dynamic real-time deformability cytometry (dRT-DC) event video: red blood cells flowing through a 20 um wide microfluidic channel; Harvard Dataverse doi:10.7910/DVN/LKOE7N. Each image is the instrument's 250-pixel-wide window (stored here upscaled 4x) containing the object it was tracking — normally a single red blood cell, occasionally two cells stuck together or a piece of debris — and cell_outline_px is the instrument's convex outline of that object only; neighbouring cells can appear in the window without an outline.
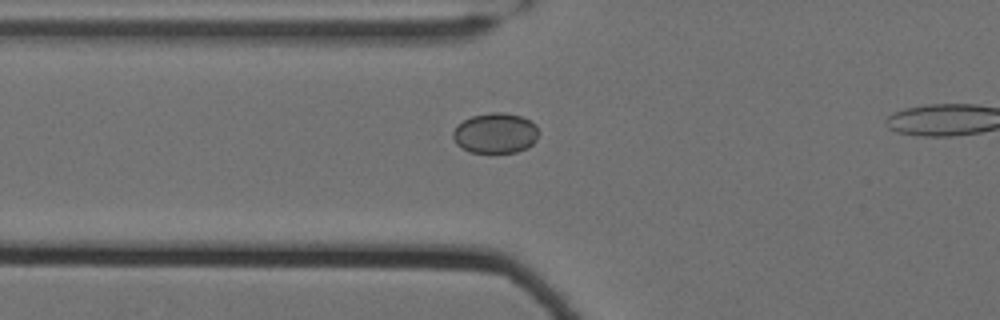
{"species": "Egyptian fruit bat (a non-hibernating species)", "species_latin": "Rousettus aegyptiacus", "temperature_condition": "cold", "stored_images_in_passage": 40, "camera_frame_rate_fps": 3000, "um_per_image_px": 0.085, "animal": {"sex": "female"}, "frame": {"image": 1, "passage_image": 9, "time_ms": 2.667, "image_size_px": [1000, 320], "cell_outline_px": [[540, 132], [536, 140], [528, 148], [516, 152], [468, 152], [456, 144], [452, 136], [452, 132], [464, 120], [472, 116], [492, 112], [504, 112], [520, 116], [536, 124]], "centroid_in_image_um": [42.13, 11.32], "position_along_channel_um": 83.7, "area_um2": 20.17}}
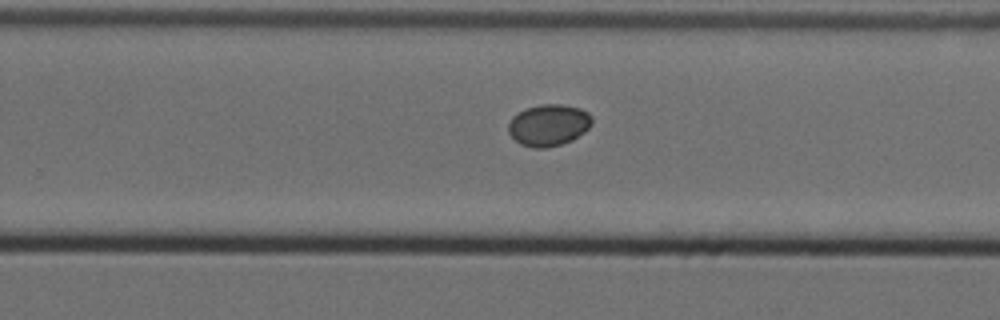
{"frame": {"image": 2, "passage_image": 26, "time_ms": 8.333, "image_size_px": [1000, 320], "cell_outline_px": [[592, 124], [584, 132], [572, 140], [548, 148], [532, 148], [520, 144], [508, 132], [508, 124], [512, 116], [524, 108], [540, 104], [560, 104], [580, 108], [588, 112], [592, 116]], "centroid_in_image_um": [46.62, 10.62], "position_along_channel_um": 283.2, "area_um2": 20.46}}
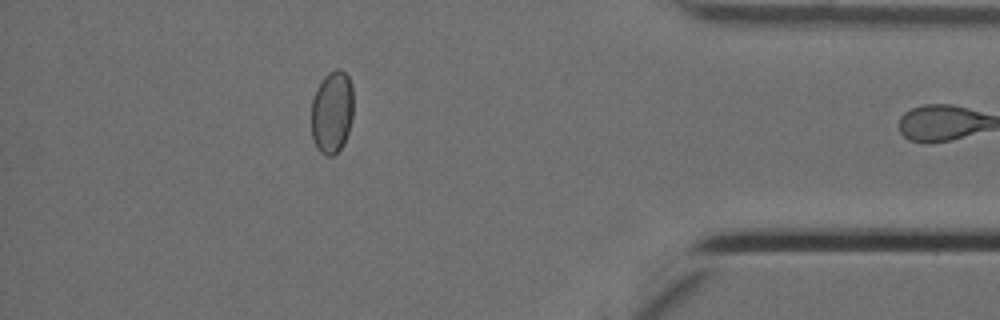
{"frame": {"image": 3, "passage_image": 39, "time_ms": 12.667, "image_size_px": [1000, 320], "cell_outline_px": [[352, 116], [348, 132], [344, 144], [332, 156], [328, 156], [320, 152], [316, 148], [312, 136], [312, 100], [316, 88], [324, 76], [328, 72], [336, 68], [340, 68], [348, 76], [352, 84]], "centroid_in_image_um": [28.21, 9.5], "position_along_channel_um": 407.0, "area_um2": 20.35}}